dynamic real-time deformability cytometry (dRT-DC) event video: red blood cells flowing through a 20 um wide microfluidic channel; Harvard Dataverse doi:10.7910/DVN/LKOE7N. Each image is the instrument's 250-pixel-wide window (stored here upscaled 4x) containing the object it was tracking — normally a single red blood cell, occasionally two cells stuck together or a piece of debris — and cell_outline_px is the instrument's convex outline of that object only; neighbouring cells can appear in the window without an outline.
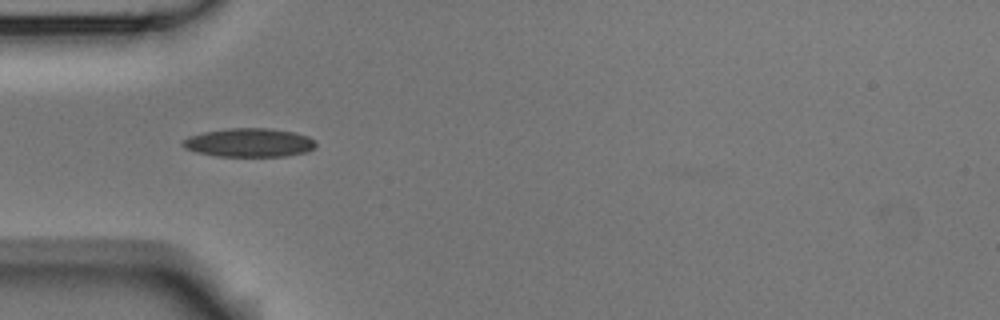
{"species": "Egyptian fruit bat (a non-hibernating species)", "species_latin": "Rousettus aegyptiacus", "temperature_condition": "room temperature", "stored_images_in_passage": 5, "camera_frame_rate_fps": 3000, "um_per_image_px": 0.085, "animal": {"sex": "male"}, "frame": {"image": 1, "passage_image": 1, "time_ms": 0.0, "image_size_px": [1000, 320], "cell_outline_px": [[316, 148], [304, 152], [284, 156], [216, 156], [196, 152], [184, 148], [180, 144], [188, 136], [204, 132], [228, 128], [268, 128], [296, 132], [308, 136], [316, 144]], "centroid_in_image_um": [21.16, 12.12], "position_along_channel_um": 63.8, "area_um2": 22.25}}
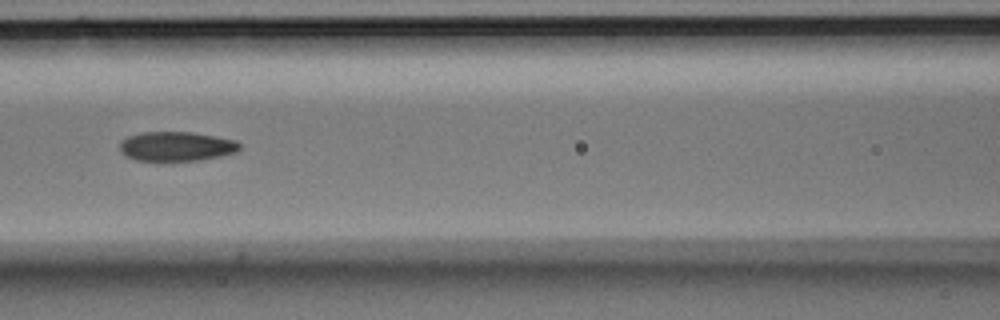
{"frame": {"image": 2, "passage_image": 3, "time_ms": 0.667, "image_size_px": [1000, 320], "cell_outline_px": [[240, 148], [236, 152], [220, 156], [200, 160], [136, 160], [120, 152], [120, 140], [128, 136], [144, 132], [188, 132], [216, 136], [236, 140], [240, 144]], "centroid_in_image_um": [15.0, 12.43], "position_along_channel_um": 151.6, "area_um2": 20.4}}
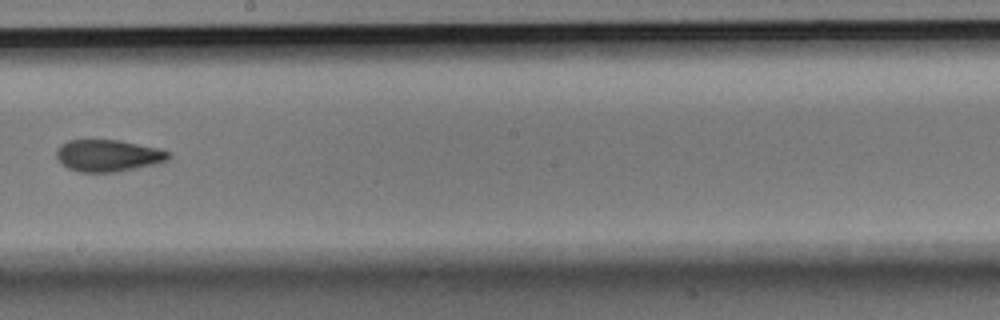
{"frame": {"image": 3, "passage_image": 5, "time_ms": 1.333, "image_size_px": [1000, 320], "cell_outline_px": [[172, 156], [168, 160], [120, 172], [80, 172], [68, 168], [56, 156], [56, 152], [60, 144], [68, 140], [120, 140], [160, 148], [172, 152]], "centroid_in_image_um": [9.23, 13.22], "position_along_channel_um": 239.0, "area_um2": 20.92}}